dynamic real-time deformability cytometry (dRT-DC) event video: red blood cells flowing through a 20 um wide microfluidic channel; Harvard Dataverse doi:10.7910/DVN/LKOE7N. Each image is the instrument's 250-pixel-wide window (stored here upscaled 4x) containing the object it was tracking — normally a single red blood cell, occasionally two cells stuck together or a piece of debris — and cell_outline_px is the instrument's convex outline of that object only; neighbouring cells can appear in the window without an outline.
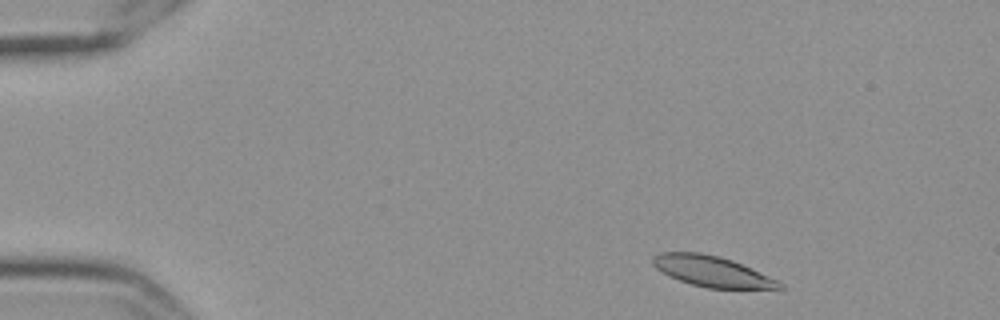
{"species": "Egyptian fruit bat (a non-hibernating species)", "species_latin": "Rousettus aegyptiacus", "temperature_condition": "cold", "stored_images_in_passage": 51, "camera_frame_rate_fps": 3000, "um_per_image_px": 0.085, "frame": {"image": 1, "passage_image": 1, "time_ms": 0.0, "image_size_px": [1000, 320], "cell_outline_px": [[784, 288], [708, 288], [692, 284], [668, 276], [656, 268], [652, 264], [652, 256], [660, 252], [700, 252], [720, 256], [732, 260], [776, 280], [784, 284]], "centroid_in_image_um": [60.45, 23.05], "position_along_channel_um": 24.6, "area_um2": 22.31}}
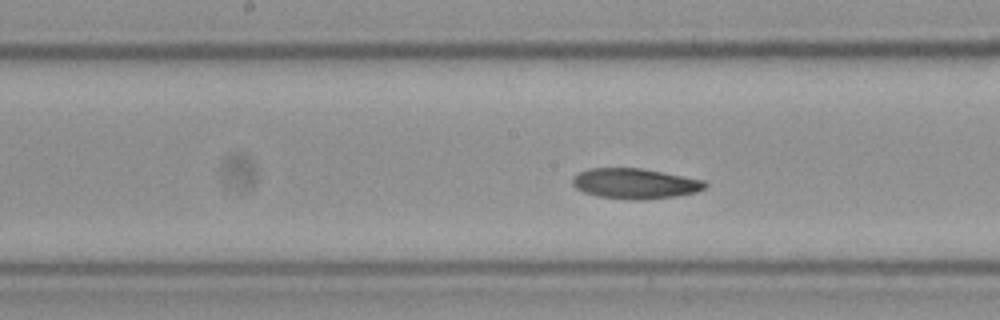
{"frame": {"image": 2, "passage_image": 23, "time_ms": 7.333, "image_size_px": [1000, 320], "cell_outline_px": [[708, 184], [704, 188], [696, 192], [676, 196], [644, 200], [632, 200], [600, 196], [584, 192], [576, 188], [572, 184], [572, 176], [576, 172], [588, 168], [640, 168], [704, 180]], "centroid_in_image_um": [53.94, 15.6], "position_along_channel_um": 194.3, "area_um2": 23.47}}
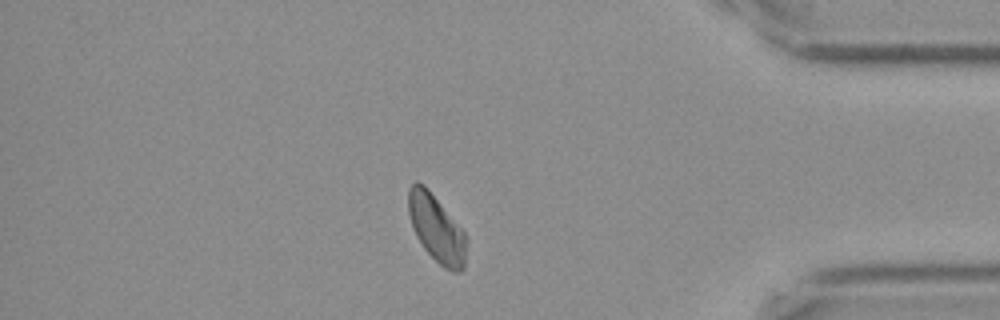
{"frame": {"image": 3, "passage_image": 43, "time_ms": 14.0, "image_size_px": [1000, 320], "cell_outline_px": [[464, 268], [460, 272], [456, 272], [444, 268], [424, 248], [416, 236], [412, 228], [408, 212], [408, 188], [416, 180], [424, 184], [428, 188], [464, 232]], "centroid_in_image_um": [37.04, 19.38], "position_along_channel_um": 398.2, "area_um2": 22.25}, "authors_computed_cell_mechanics": {"area_um2": 23.0622, "velocity_mm_per_s": 3.4951, "shape_relaxation_time_tau1_ms": null, "shape_relaxation_time_tau2_ms": 9.4094, "deformation_change_tau1": null, "deformation_change_tau2": 0.1466}}